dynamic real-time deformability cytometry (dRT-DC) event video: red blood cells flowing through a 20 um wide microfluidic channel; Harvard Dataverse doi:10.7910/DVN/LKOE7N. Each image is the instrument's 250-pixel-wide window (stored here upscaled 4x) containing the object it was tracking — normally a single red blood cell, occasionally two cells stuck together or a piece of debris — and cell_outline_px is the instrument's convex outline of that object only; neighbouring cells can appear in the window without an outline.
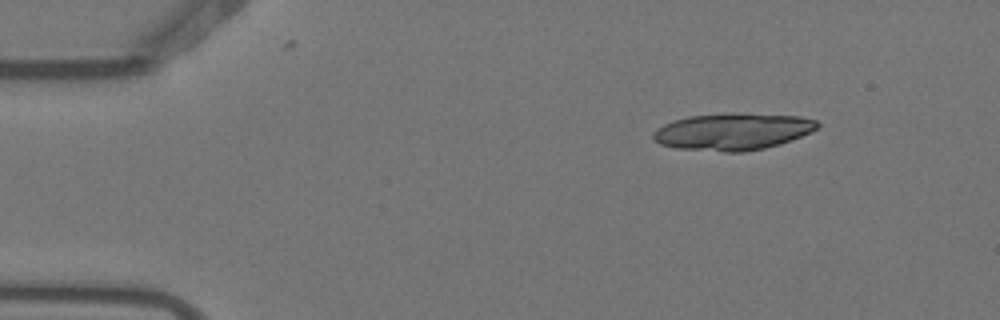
{"species": "Egyptian fruit bat (a non-hibernating species)", "species_latin": "Rousettus aegyptiacus", "temperature_condition": "warm", "stored_images_in_passage": 4, "camera_frame_rate_fps": 3000, "um_per_image_px": 0.085, "animal": {"sex": "female"}, "frame": {"image": 1, "passage_image": 1, "time_ms": 0.0, "image_size_px": [1000, 320], "cell_outline_px": [[820, 124], [812, 132], [792, 140], [780, 144], [764, 148], [744, 152], [724, 152], [676, 148], [660, 144], [652, 136], [652, 132], [664, 124], [688, 116], [800, 116], [816, 120]], "centroid_in_image_um": [62.28, 11.24], "position_along_channel_um": 22.7, "area_um2": 33.93}}
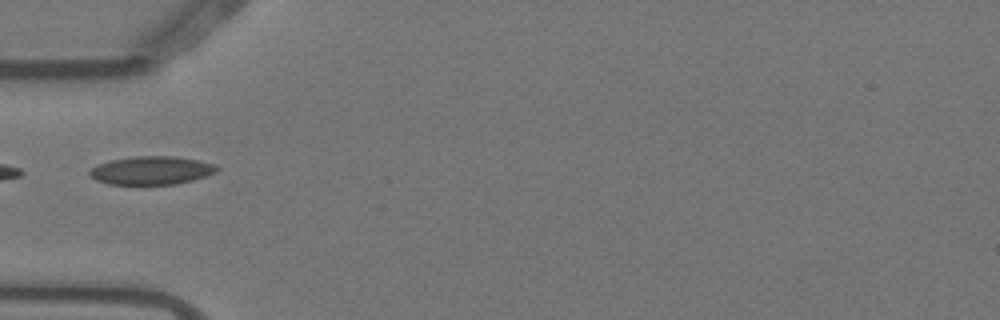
{"frame": {"image": 2, "passage_image": 4, "time_ms": 1.0, "image_size_px": [1000, 320], "cell_outline_px": [[220, 168], [216, 172], [192, 180], [176, 184], [108, 184], [96, 180], [88, 172], [96, 164], [112, 160], [136, 156], [176, 156], [216, 164]], "centroid_in_image_um": [12.88, 14.48], "position_along_channel_um": 72.1, "area_um2": 20.87}}